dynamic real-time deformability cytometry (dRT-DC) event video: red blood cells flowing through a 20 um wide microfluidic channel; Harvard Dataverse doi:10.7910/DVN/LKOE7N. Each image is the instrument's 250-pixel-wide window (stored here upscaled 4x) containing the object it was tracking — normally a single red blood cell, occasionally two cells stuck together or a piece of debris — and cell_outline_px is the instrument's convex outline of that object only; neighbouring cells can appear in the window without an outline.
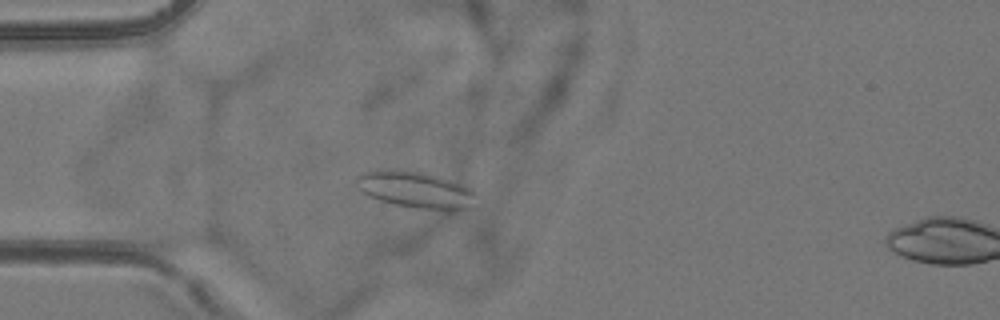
{"species": "common noctule bat (a hibernating species)", "species_latin": "Nyctalus noctula", "temperature_condition": "room temperature", "stored_images_in_passage": 46, "camera_frame_rate_fps": 3000, "um_per_image_px": 0.085, "animal": {"sex": "female", "body_mass_g": 24.6, "forearm_length_mm": 56.2}, "frame": {"image": 1, "passage_image": 11, "time_ms": 3.333, "image_size_px": [1000, 320], "cell_outline_px": [[476, 196], [468, 208], [456, 212], [448, 212], [416, 208], [396, 204], [380, 200], [368, 196], [360, 188], [356, 180], [356, 176], [364, 172], [416, 172], [436, 176], [472, 188], [476, 192]], "centroid_in_image_um": [35.43, 16.21], "position_along_channel_um": 49.6, "area_um2": 24.74}}
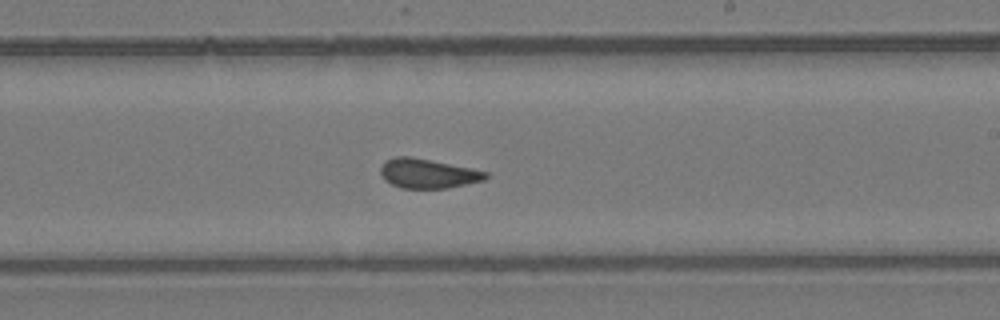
{"frame": {"image": 2, "passage_image": 28, "time_ms": 9.0, "image_size_px": [1000, 320], "cell_outline_px": [[488, 176], [484, 180], [448, 188], [400, 188], [384, 180], [380, 172], [380, 168], [388, 160], [396, 156], [412, 156], [472, 168], [488, 172]], "centroid_in_image_um": [36.37, 14.74], "position_along_channel_um": 252.6, "area_um2": 18.03}}
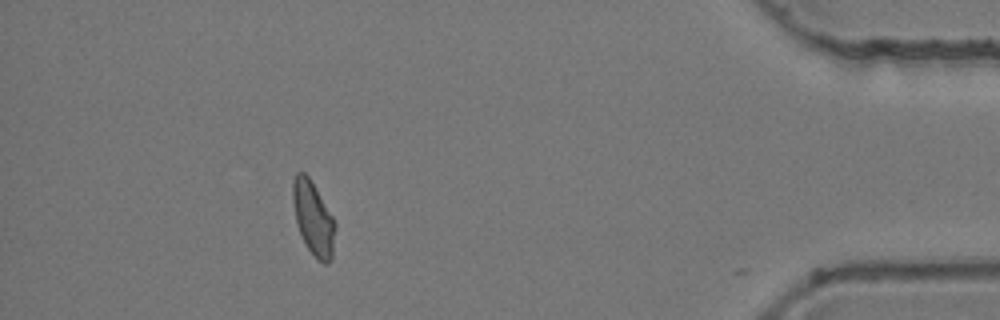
{"frame": {"image": 3, "passage_image": 45, "time_ms": 14.667, "image_size_px": [1000, 320], "cell_outline_px": [[336, 228], [332, 256], [328, 264], [324, 264], [316, 260], [308, 248], [296, 224], [292, 200], [292, 180], [296, 172], [304, 172], [308, 176], [332, 216], [336, 224]], "centroid_in_image_um": [26.61, 18.57], "position_along_channel_um": 408.6, "area_um2": 18.15}, "authors_computed_cell_mechanics": {"area_um2": 18.496, "velocity_mm_per_s": 3.7548, "shape_relaxation_time_tau1_ms": null, "shape_relaxation_time_tau2_ms": 1.3142, "deformation_change_tau1": null, "deformation_change_tau2": 0.0621}}